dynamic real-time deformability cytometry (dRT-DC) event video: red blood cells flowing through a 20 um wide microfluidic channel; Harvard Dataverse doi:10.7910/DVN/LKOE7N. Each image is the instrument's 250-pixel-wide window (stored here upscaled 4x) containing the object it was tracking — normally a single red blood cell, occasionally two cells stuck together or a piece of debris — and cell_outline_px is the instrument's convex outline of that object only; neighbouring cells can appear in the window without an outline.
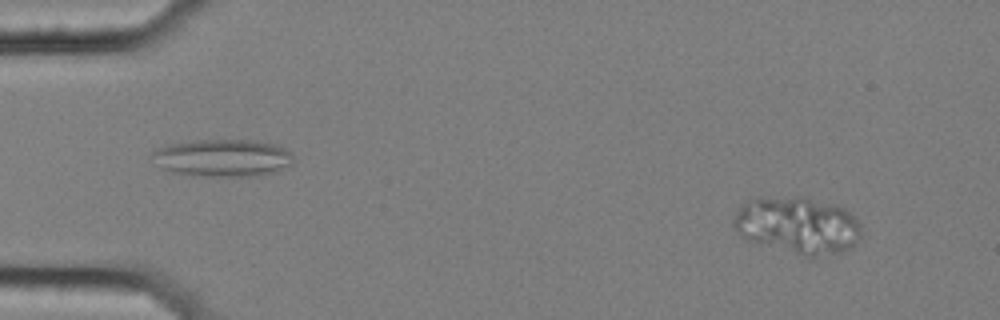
{"species": "common noctule bat (a hibernating species)", "species_latin": "Nyctalus noctula", "temperature_condition": "cold", "stored_images_in_passage": 29, "camera_frame_rate_fps": 3000, "um_per_image_px": 0.085, "animal": {"sex": "female", "body_mass_g": 25.1}, "frame": {"image": 1, "passage_image": 5, "time_ms": 1.333, "image_size_px": [1000, 320], "cell_outline_px": [[860, 236], [852, 248], [844, 252], [812, 260], [808, 260], [748, 240], [740, 236], [736, 232], [732, 224], [732, 220], [740, 204], [752, 200], [800, 196], [804, 196], [836, 204], [844, 208], [860, 224]], "centroid_in_image_um": [67.81, 19.22], "position_along_channel_um": 17.2, "area_um2": 43.41}}
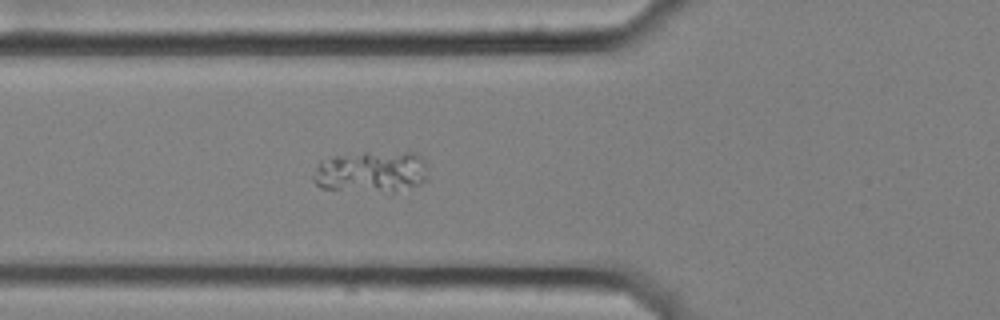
{"frame": {"image": 2, "passage_image": 21, "time_ms": 6.667, "image_size_px": [1000, 320], "cell_outline_px": [[428, 180], [420, 184], [392, 192], [320, 188], [312, 180], [312, 176], [316, 164], [320, 160], [332, 156], [364, 152], [416, 152], [420, 156], [428, 168]], "centroid_in_image_um": [31.55, 14.58], "position_along_channel_um": 94.2, "area_um2": 28.21}}
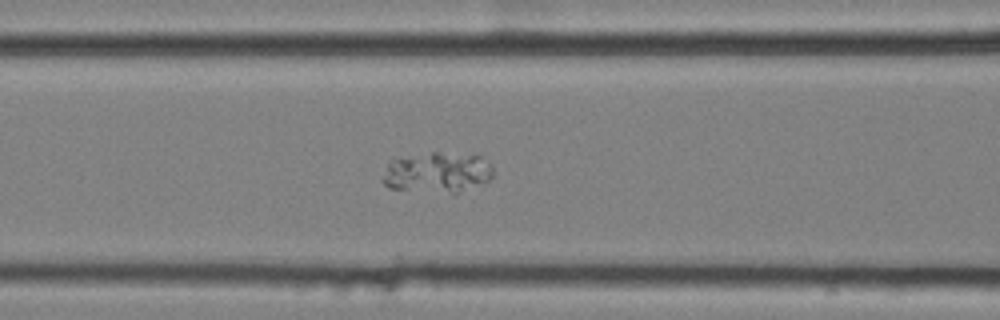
{"frame": {"image": 3, "passage_image": 24, "time_ms": 7.667, "image_size_px": [1000, 320], "cell_outline_px": [[496, 176], [456, 196], [388, 188], [380, 180], [388, 160], [432, 152], [436, 152], [480, 156], [492, 164], [496, 172]], "centroid_in_image_um": [37.19, 14.71], "position_along_channel_um": 129.4, "area_um2": 27.22}}